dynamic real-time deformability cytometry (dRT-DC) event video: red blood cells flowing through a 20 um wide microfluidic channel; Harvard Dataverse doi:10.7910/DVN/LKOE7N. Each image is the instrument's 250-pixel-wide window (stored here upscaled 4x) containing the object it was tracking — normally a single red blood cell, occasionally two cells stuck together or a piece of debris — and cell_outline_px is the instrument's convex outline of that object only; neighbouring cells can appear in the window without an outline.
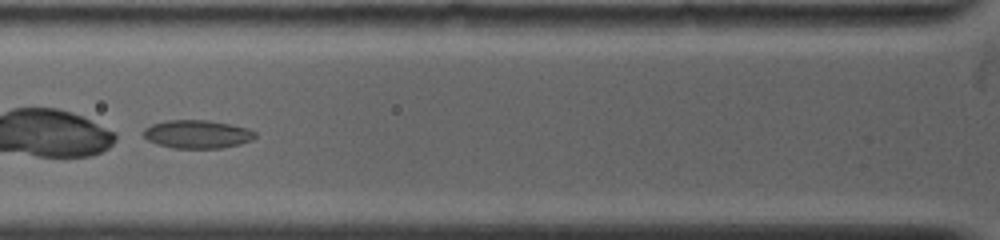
{"species": "common noctule bat (a hibernating species)", "species_latin": "Nyctalus noctula", "temperature_condition": "warm", "stored_images_in_passage": 9, "camera_frame_rate_fps": 5000, "um_per_image_px": 0.085, "animal": {"sex": "female", "body_mass_g": 19.0, "forearm_length_mm": 53.3}, "frame": {"image": 1, "passage_image": 3, "time_ms": 0.8, "image_size_px": [1000, 240], "cell_outline_px": [[256, 136], [252, 140], [240, 144], [220, 148], [172, 148], [148, 140], [144, 136], [144, 128], [152, 124], [164, 120], [208, 120], [248, 128], [256, 132]], "centroid_in_image_um": [16.78, 11.4], "position_along_channel_um": 109.0, "area_um2": 18.32}}
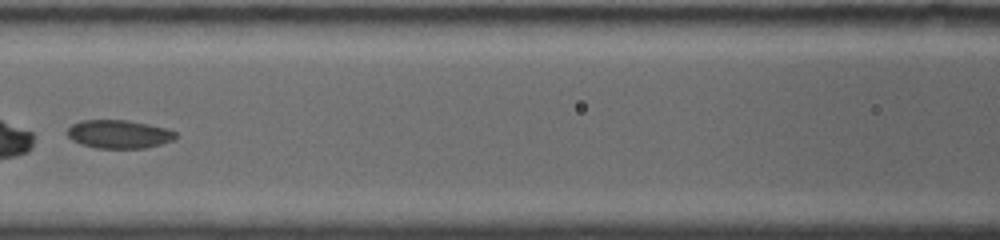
{"frame": {"image": 2, "passage_image": 6, "time_ms": 2.0, "image_size_px": [1000, 240], "cell_outline_px": [[176, 136], [172, 140], [160, 144], [144, 148], [96, 148], [80, 144], [72, 140], [68, 136], [68, 128], [72, 124], [80, 120], [128, 120], [148, 124], [164, 128], [176, 132]], "centroid_in_image_um": [10.07, 11.4], "position_along_channel_um": 156.5, "area_um2": 17.8}}